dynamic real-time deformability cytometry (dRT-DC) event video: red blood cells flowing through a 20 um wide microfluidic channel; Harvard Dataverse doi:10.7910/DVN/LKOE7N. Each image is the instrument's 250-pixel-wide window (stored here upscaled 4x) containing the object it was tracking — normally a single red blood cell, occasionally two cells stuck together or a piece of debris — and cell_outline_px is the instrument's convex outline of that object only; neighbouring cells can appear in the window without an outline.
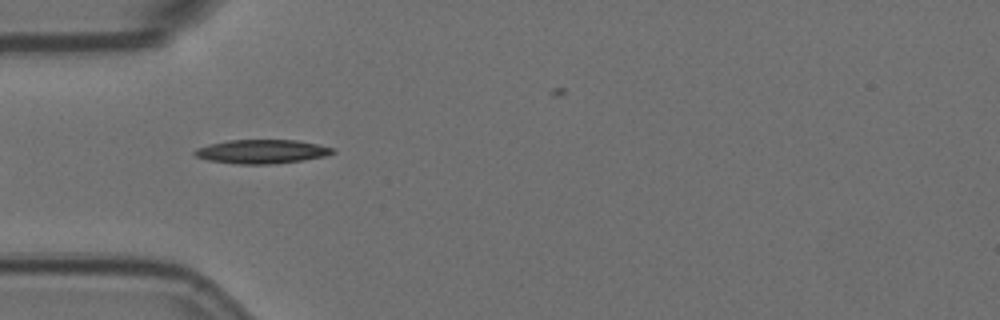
{"species": "Egyptian fruit bat (a non-hibernating species)", "species_latin": "Rousettus aegyptiacus", "temperature_condition": "room temperature", "stored_images_in_passage": 7, "camera_frame_rate_fps": 3000, "um_per_image_px": 0.085, "animal": {"sex": "female"}, "frame": {"image": 1, "passage_image": 5, "time_ms": 1.333, "image_size_px": [1000, 320], "cell_outline_px": [[336, 152], [324, 156], [300, 160], [268, 164], [236, 164], [208, 160], [196, 156], [192, 152], [196, 148], [208, 144], [228, 140], [296, 140], [336, 148]], "centroid_in_image_um": [22.22, 12.87], "position_along_channel_um": 62.8, "area_um2": 19.13}}
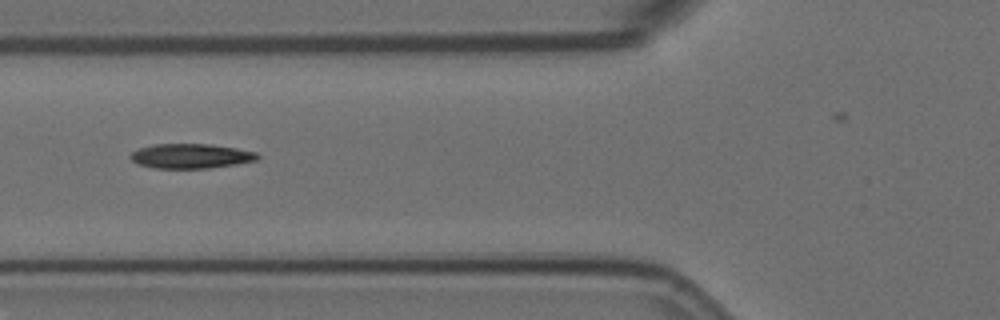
{"frame": {"image": 2, "passage_image": 6, "time_ms": 1.667, "image_size_px": [1000, 320], "cell_outline_px": [[260, 156], [256, 160], [236, 164], [208, 168], [156, 168], [136, 164], [128, 156], [132, 152], [140, 148], [152, 144], [212, 144], [236, 148], [256, 152]], "centroid_in_image_um": [16.2, 13.26], "position_along_channel_um": 109.6, "area_um2": 18.26}}
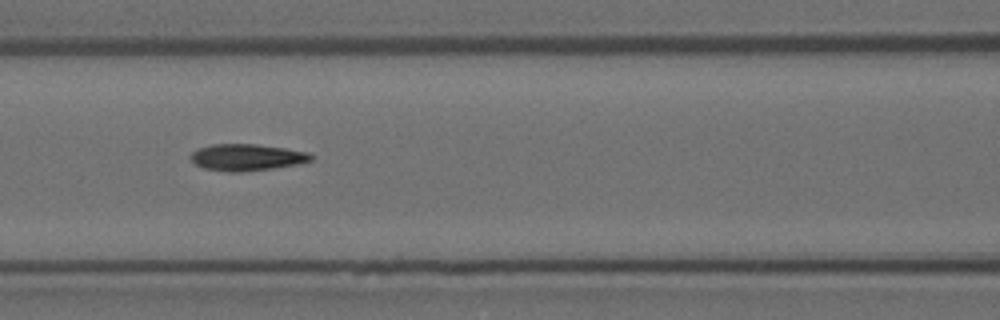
{"frame": {"image": 3, "passage_image": 7, "time_ms": 2.0, "image_size_px": [1000, 320], "cell_outline_px": [[312, 160], [300, 164], [272, 168], [240, 172], [228, 172], [204, 168], [196, 164], [188, 156], [192, 152], [200, 148], [212, 144], [256, 144], [284, 148], [308, 152], [312, 156]], "centroid_in_image_um": [20.97, 13.37], "position_along_channel_um": 145.6, "area_um2": 18.61}}